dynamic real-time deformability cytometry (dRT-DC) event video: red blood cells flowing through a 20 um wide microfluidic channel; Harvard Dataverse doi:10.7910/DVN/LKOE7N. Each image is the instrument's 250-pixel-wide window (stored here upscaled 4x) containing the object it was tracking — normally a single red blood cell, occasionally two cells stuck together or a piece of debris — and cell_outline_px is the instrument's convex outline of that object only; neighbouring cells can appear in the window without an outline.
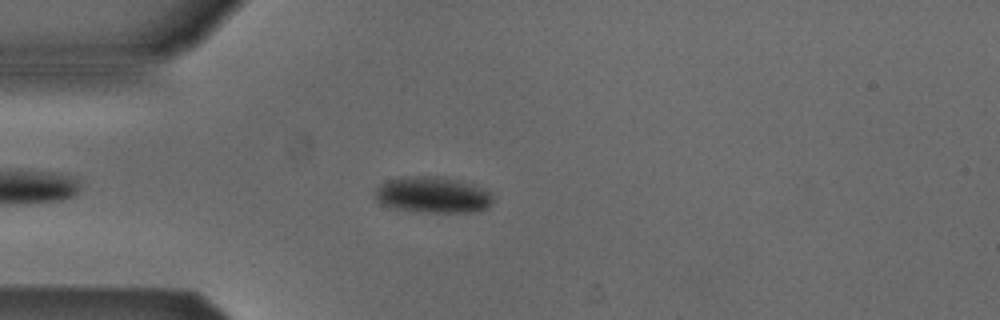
{"species": "Egyptian fruit bat (a non-hibernating species)", "species_latin": "Rousettus aegyptiacus", "temperature_condition": "cold", "stored_images_in_passage": 45, "camera_frame_rate_fps": 3000, "um_per_image_px": 0.085, "animal": {"sex": "male"}, "frame": {"image": 1, "passage_image": 6, "time_ms": 1.667, "image_size_px": [1000, 320], "cell_outline_px": [[492, 200], [488, 208], [472, 212], [424, 212], [392, 208], [380, 204], [372, 196], [376, 188], [380, 184], [388, 180], [404, 176], [444, 176], [460, 180], [484, 188], [492, 196]], "centroid_in_image_um": [36.74, 16.55], "position_along_channel_um": 48.3, "area_um2": 25.2}}
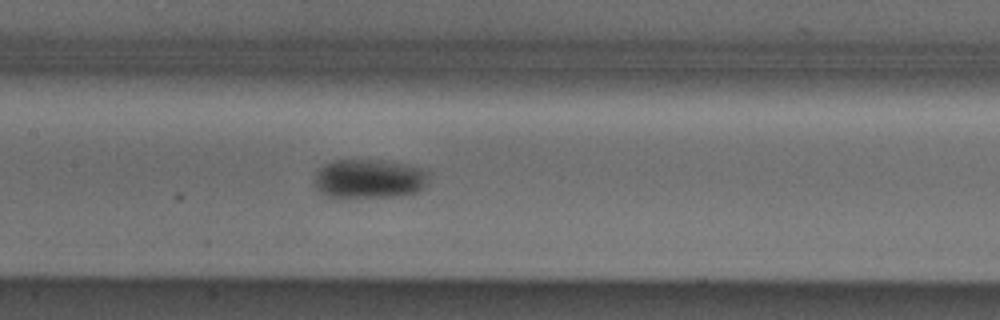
{"frame": {"image": 2, "passage_image": 17, "time_ms": 5.333, "image_size_px": [1000, 320], "cell_outline_px": [[428, 184], [424, 188], [416, 192], [400, 196], [348, 200], [344, 200], [324, 196], [312, 184], [312, 180], [316, 168], [324, 164], [336, 160], [380, 160], [408, 164], [428, 168]], "centroid_in_image_um": [31.34, 15.24], "position_along_channel_um": 176.1, "area_um2": 27.74}}
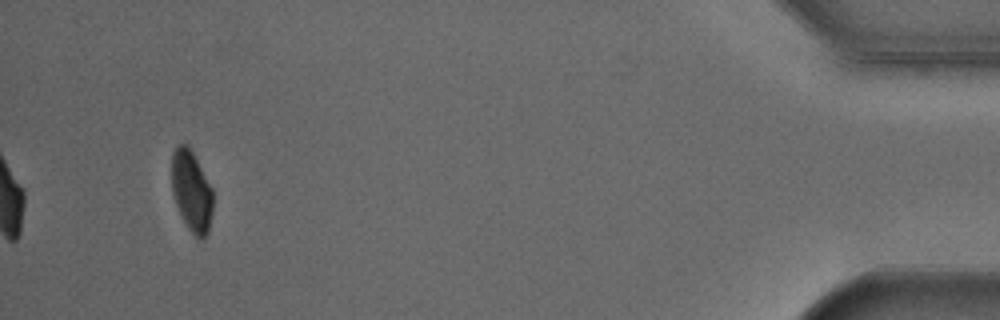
{"frame": {"image": 3, "passage_image": 42, "time_ms": 13.667, "image_size_px": [1000, 320], "cell_outline_px": [[212, 212], [208, 232], [200, 240], [188, 228], [176, 204], [172, 192], [172, 152], [180, 144], [188, 144], [212, 188]], "centroid_in_image_um": [16.28, 16.23], "position_along_channel_um": 418.9, "area_um2": 19.13}}